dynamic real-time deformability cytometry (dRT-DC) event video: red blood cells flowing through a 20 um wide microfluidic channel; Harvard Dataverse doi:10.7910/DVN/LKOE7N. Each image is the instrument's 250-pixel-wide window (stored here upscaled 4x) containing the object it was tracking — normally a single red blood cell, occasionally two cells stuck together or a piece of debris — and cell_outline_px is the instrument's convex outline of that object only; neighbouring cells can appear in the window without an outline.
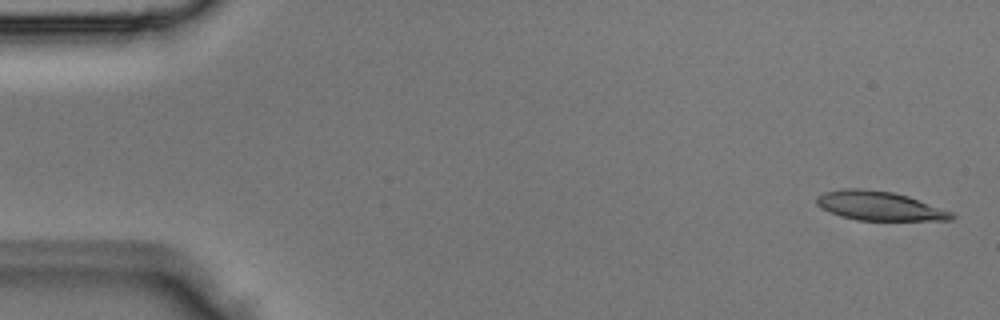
{"species": "Egyptian fruit bat (a non-hibernating species)", "species_latin": "Rousettus aegyptiacus", "temperature_condition": "room temperature", "stored_images_in_passage": 4, "camera_frame_rate_fps": 3000, "um_per_image_px": 0.085, "animal": {"sex": "male"}, "frame": {"image": 1, "passage_image": 1, "time_ms": 0.0, "image_size_px": [1000, 320], "cell_outline_px": [[956, 216], [952, 220], [856, 220], [840, 216], [820, 208], [816, 204], [816, 196], [824, 192], [844, 188], [864, 188], [892, 192], [908, 196], [952, 212]], "centroid_in_image_um": [74.7, 17.49], "position_along_channel_um": 10.3, "area_um2": 22.95}}